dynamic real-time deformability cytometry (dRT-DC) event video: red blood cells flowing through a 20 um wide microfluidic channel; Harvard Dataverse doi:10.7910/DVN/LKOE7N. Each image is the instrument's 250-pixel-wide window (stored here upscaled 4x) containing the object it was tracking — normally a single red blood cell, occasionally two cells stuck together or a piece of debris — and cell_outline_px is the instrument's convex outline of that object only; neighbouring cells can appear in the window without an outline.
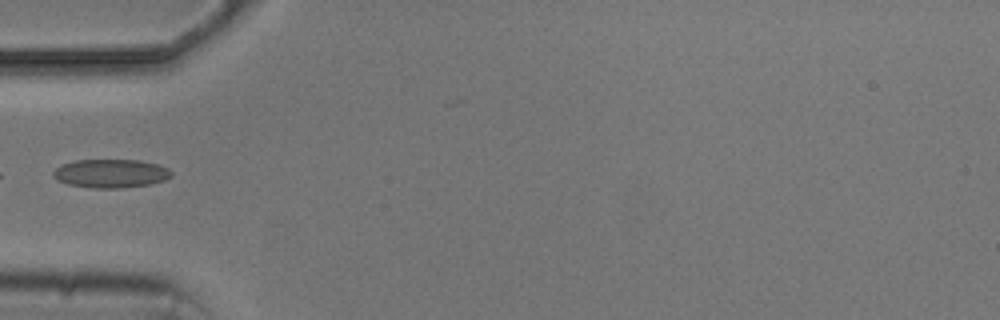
{"species": "common noctule bat (a hibernating species)", "species_latin": "Nyctalus noctula", "temperature_condition": "cold", "stored_images_in_passage": 4, "camera_frame_rate_fps": 3000, "um_per_image_px": 0.085, "animal": {"sex": "male", "body_mass_g": 20.5, "forearm_length_mm": 52.5}, "frame": {"image": 1, "passage_image": 4, "time_ms": 4.667, "image_size_px": [1000, 320], "cell_outline_px": [[172, 176], [164, 180], [152, 184], [124, 188], [92, 188], [68, 184], [56, 180], [52, 176], [52, 172], [56, 168], [64, 164], [76, 160], [140, 160], [156, 164], [168, 168], [172, 172]], "centroid_in_image_um": [9.42, 14.75], "position_along_channel_um": 75.6, "area_um2": 19.77}}